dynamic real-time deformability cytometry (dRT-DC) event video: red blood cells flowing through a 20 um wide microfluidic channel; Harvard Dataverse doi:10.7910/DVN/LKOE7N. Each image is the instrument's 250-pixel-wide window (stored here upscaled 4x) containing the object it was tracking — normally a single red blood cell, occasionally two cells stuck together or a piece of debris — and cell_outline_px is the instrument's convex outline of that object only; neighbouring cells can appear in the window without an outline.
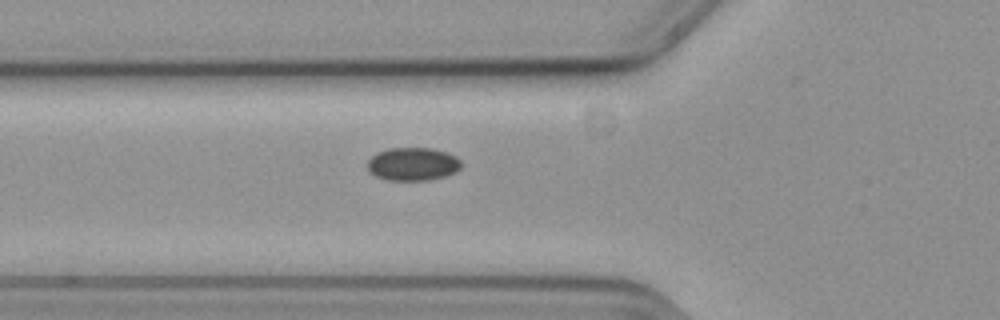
{"species": "common noctule bat (a hibernating species)", "species_latin": "Nyctalus noctula", "temperature_condition": "cold", "stored_images_in_passage": 34, "camera_frame_rate_fps": 3000, "um_per_image_px": 0.085, "animal": {"sex": "female", "body_mass_g": 19.3, "forearm_length_mm": 54.1}, "frame": {"image": 1, "passage_image": 4, "time_ms": 1.0, "image_size_px": [1000, 320], "cell_outline_px": [[460, 168], [456, 172], [444, 176], [428, 180], [388, 180], [376, 176], [368, 172], [368, 160], [376, 152], [388, 148], [432, 148], [456, 156], [460, 160]], "centroid_in_image_um": [35.06, 13.94], "position_along_channel_um": 90.7, "area_um2": 18.09}}
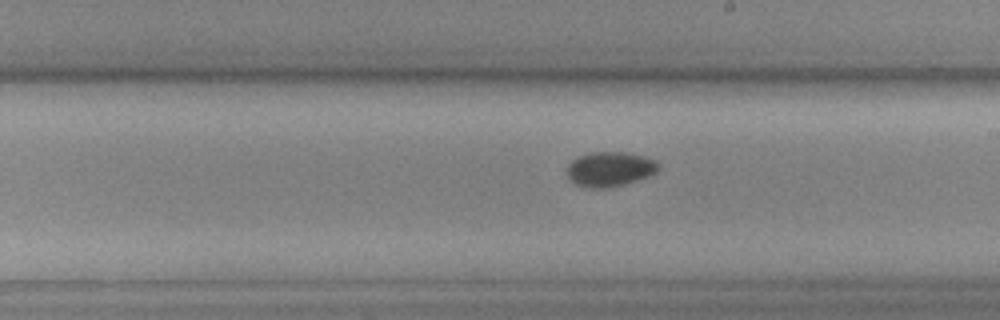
{"frame": {"image": 2, "passage_image": 16, "time_ms": 5.0, "image_size_px": [1000, 320], "cell_outline_px": [[660, 168], [656, 172], [648, 176], [624, 184], [604, 188], [592, 188], [576, 184], [568, 176], [568, 164], [576, 156], [588, 152], [624, 152], [644, 156], [656, 160]], "centroid_in_image_um": [51.84, 14.35], "position_along_channel_um": 237.2, "area_um2": 18.44}}
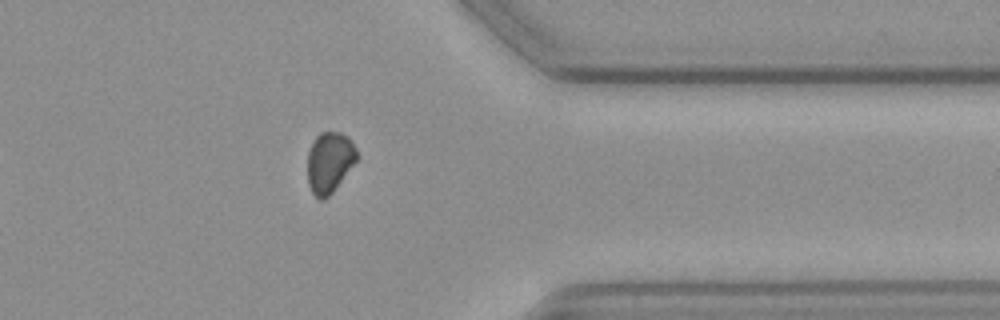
{"frame": {"image": 3, "passage_image": 29, "time_ms": 9.333, "image_size_px": [1000, 320], "cell_outline_px": [[360, 156], [332, 192], [324, 200], [320, 200], [312, 192], [308, 184], [308, 152], [316, 136], [320, 132], [340, 132], [348, 136], [352, 140]], "centroid_in_image_um": [28.03, 13.77], "position_along_channel_um": 383.4, "area_um2": 17.51}}